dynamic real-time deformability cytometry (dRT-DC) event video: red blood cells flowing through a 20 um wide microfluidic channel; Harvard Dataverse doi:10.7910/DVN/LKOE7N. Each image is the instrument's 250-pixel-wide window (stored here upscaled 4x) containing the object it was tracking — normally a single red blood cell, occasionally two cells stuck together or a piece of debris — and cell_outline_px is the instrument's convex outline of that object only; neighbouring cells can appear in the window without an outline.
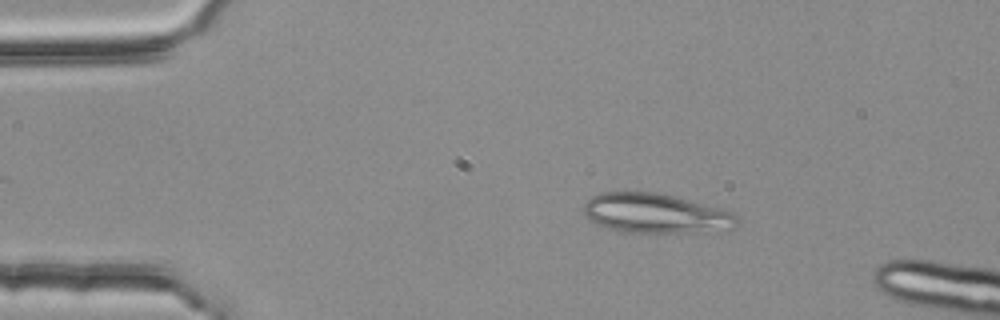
{"species": "common noctule bat (a hibernating species)", "species_latin": "Nyctalus noctula", "temperature_condition": "room temperature", "stored_images_in_passage": 5, "camera_frame_rate_fps": 3000, "um_per_image_px": 0.085, "animal": {"sex": "female", "body_mass_g": 25.1}, "frame": {"image": 1, "passage_image": 2, "time_ms": 0.333, "image_size_px": [1000, 320], "cell_outline_px": [[740, 220], [732, 228], [684, 232], [628, 232], [608, 228], [584, 216], [584, 204], [592, 196], [600, 192], [656, 192], [720, 208], [732, 212]], "centroid_in_image_um": [55.69, 18.12], "position_along_channel_um": 29.3, "area_um2": 34.68}}